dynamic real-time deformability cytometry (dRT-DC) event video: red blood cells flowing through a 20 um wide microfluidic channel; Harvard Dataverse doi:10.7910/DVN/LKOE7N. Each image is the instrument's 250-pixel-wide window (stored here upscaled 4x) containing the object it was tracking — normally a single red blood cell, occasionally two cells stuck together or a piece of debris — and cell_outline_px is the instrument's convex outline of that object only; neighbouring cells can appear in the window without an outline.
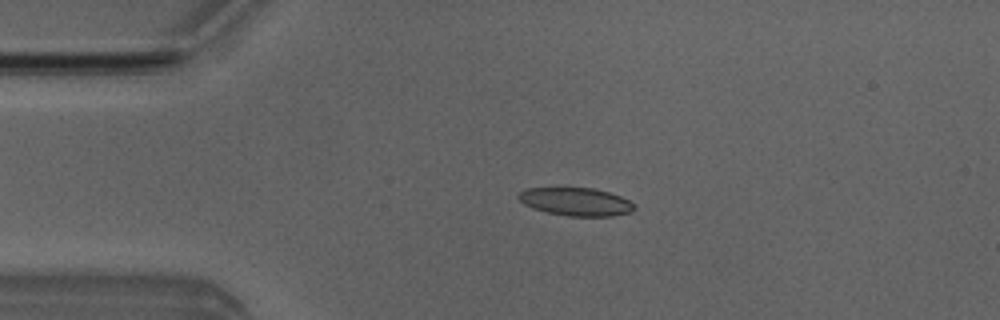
{"species": "Egyptian fruit bat (a non-hibernating species)", "species_latin": "Rousettus aegyptiacus", "temperature_condition": "room temperature", "stored_images_in_passage": 4, "camera_frame_rate_fps": 3000, "um_per_image_px": 0.085, "animal": {"sex": "male"}, "frame": {"image": 1, "passage_image": 2, "time_ms": 1.0, "image_size_px": [1000, 320], "cell_outline_px": [[636, 208], [632, 212], [612, 216], [568, 216], [548, 212], [532, 208], [524, 204], [516, 196], [520, 192], [528, 188], [592, 188], [608, 192], [620, 196], [636, 204]], "centroid_in_image_um": [48.98, 17.15], "position_along_channel_um": 36.0, "area_um2": 18.9}}